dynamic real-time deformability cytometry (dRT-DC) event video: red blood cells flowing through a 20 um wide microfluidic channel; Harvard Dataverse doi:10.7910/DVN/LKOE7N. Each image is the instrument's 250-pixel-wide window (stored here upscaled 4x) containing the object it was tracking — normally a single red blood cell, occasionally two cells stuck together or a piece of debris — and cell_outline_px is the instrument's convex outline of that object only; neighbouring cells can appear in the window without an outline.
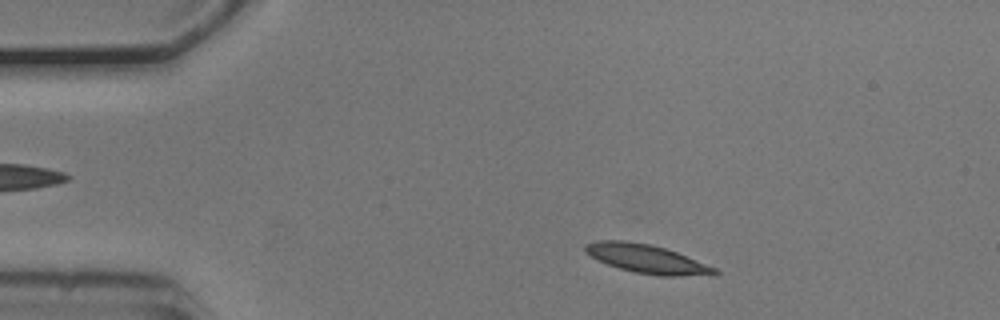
{"species": "common noctule bat (a hibernating species)", "species_latin": "Nyctalus noctula", "temperature_condition": "cold", "stored_images_in_passage": 49, "camera_frame_rate_fps": 3000, "um_per_image_px": 0.085, "animal": {"sex": "male", "body_mass_g": 20.5, "forearm_length_mm": 52.5}, "frame": {"image": 1, "passage_image": 5, "time_ms": 1.333, "image_size_px": [1000, 320], "cell_outline_px": [[720, 272], [676, 276], [660, 276], [636, 272], [620, 268], [608, 264], [584, 252], [584, 244], [596, 240], [628, 240], [648, 244], [664, 248], [676, 252], [716, 268]], "centroid_in_image_um": [54.88, 21.97], "position_along_channel_um": 30.1, "area_um2": 21.04}}
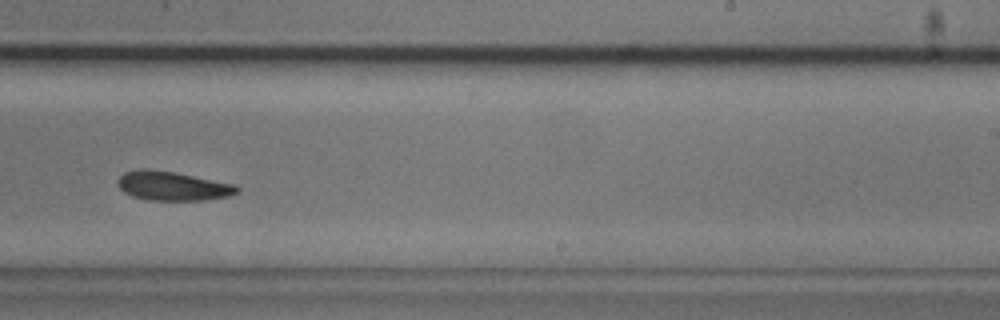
{"frame": {"image": 2, "passage_image": 29, "time_ms": 9.333, "image_size_px": [1000, 320], "cell_outline_px": [[240, 192], [228, 196], [204, 200], [148, 200], [132, 196], [124, 192], [116, 184], [116, 180], [124, 172], [140, 168], [172, 172], [236, 184], [240, 188]], "centroid_in_image_um": [14.66, 15.81], "position_along_channel_um": 274.3, "area_um2": 20.23}}
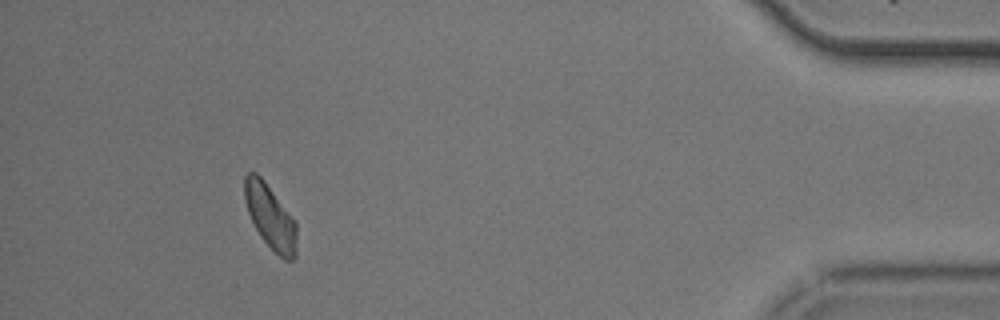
{"frame": {"image": 3, "passage_image": 45, "time_ms": 14.667, "image_size_px": [1000, 320], "cell_outline_px": [[296, 256], [292, 260], [284, 260], [260, 236], [248, 212], [244, 200], [244, 176], [248, 172], [256, 172], [264, 180], [296, 220]], "centroid_in_image_um": [22.98, 18.39], "position_along_channel_um": 412.2, "area_um2": 19.48}, "authors_computed_cell_mechanics": {"area_um2": 20.5768, "velocity_mm_per_s": 3.716, "shape_relaxation_time_tau1_ms": 2.7399, "shape_relaxation_time_tau2_ms": 6.3748, "deformation_change_tau1": 0.1064, "deformation_change_tau2": 0.1186}}